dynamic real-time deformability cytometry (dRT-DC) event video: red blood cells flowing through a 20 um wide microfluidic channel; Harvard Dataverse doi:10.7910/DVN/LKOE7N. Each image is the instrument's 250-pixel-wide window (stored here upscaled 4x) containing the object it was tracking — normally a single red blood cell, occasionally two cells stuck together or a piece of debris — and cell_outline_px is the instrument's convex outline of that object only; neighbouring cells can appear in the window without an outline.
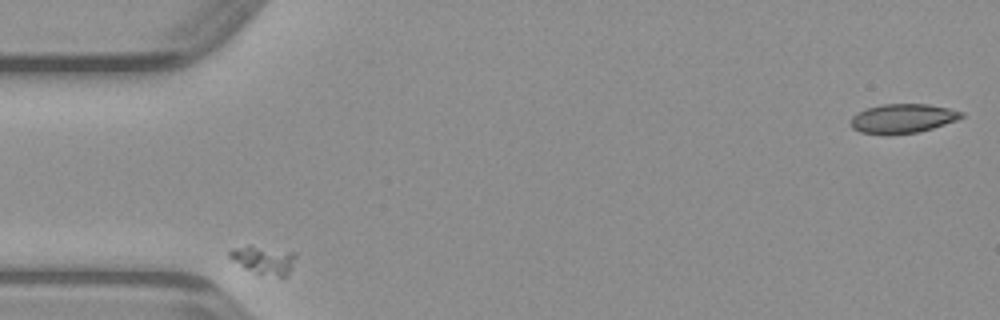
{"species": "common noctule bat (a hibernating species)", "species_latin": "Nyctalus noctula", "temperature_condition": "warm", "stored_images_in_passage": 29, "camera_frame_rate_fps": 3000, "um_per_image_px": 0.085, "animal": {"sex": "male", "body_mass_g": 23.1, "forearm_length_mm": 52.7}, "frame": {"image": 1, "passage_image": 1, "time_ms": 0.0, "image_size_px": [1000, 320], "cell_outline_px": [[296, 256], [292, 268], [288, 276], [280, 276], [256, 272], [244, 268], [228, 256], [228, 252], [232, 248], [248, 244], [296, 252]], "centroid_in_image_um": [22.42, 22.05], "position_along_channel_um": 62.6, "area_um2": 10.92}}
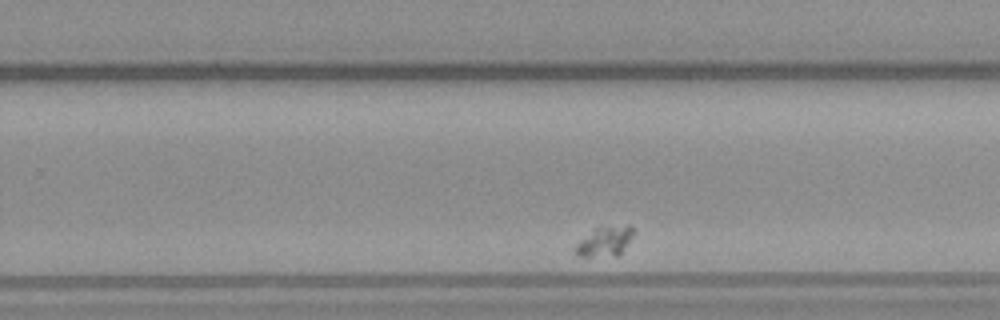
{"frame": {"image": 2, "passage_image": 21, "time_ms": 6.667, "image_size_px": [1000, 320], "cell_outline_px": [[636, 232], [620, 256], [576, 256], [572, 248], [580, 240], [596, 228], [628, 224]], "centroid_in_image_um": [51.44, 20.53], "position_along_channel_um": 278.4, "area_um2": 10.29}}